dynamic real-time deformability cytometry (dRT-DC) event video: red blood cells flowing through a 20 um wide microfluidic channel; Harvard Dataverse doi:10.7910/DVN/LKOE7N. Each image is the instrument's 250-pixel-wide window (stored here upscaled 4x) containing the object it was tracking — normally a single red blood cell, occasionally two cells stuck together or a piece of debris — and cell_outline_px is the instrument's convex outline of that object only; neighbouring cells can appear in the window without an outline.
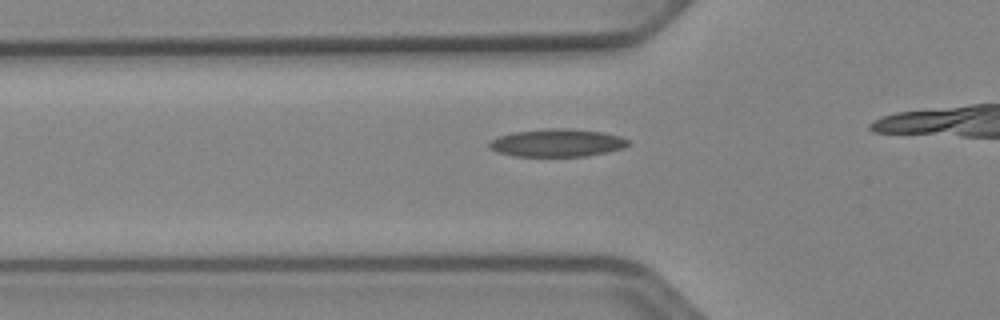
{"species": "Egyptian fruit bat (a non-hibernating species)", "species_latin": "Rousettus aegyptiacus", "temperature_condition": "cold", "stored_images_in_passage": 13, "camera_frame_rate_fps": 3000, "um_per_image_px": 0.085, "animal": {"sex": "female"}, "frame": {"image": 1, "passage_image": 2, "time_ms": 0.333, "image_size_px": [1000, 320], "cell_outline_px": [[628, 144], [624, 148], [608, 152], [584, 156], [512, 156], [496, 152], [488, 148], [488, 144], [496, 136], [512, 132], [552, 128], [568, 128], [600, 132], [620, 136], [628, 140]], "centroid_in_image_um": [47.3, 12.14], "position_along_channel_um": 78.5, "area_um2": 22.54}}
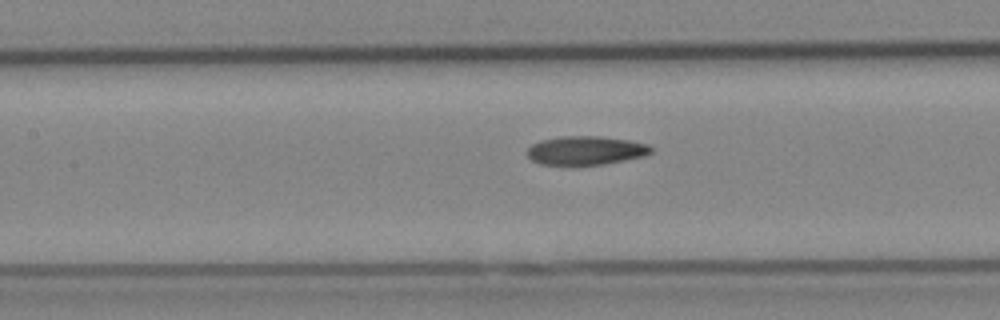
{"frame": {"image": 2, "passage_image": 8, "time_ms": 2.333, "image_size_px": [1000, 320], "cell_outline_px": [[652, 152], [644, 156], [604, 164], [572, 168], [540, 164], [532, 160], [528, 156], [528, 148], [532, 144], [540, 140], [560, 136], [600, 136], [628, 140], [648, 144], [652, 148]], "centroid_in_image_um": [49.74, 12.83], "position_along_channel_um": 157.7, "area_um2": 21.5}}
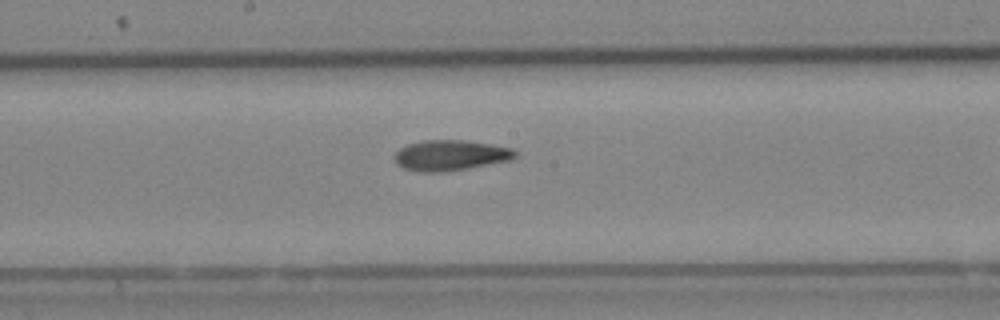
{"frame": {"image": 3, "passage_image": 12, "time_ms": 3.667, "image_size_px": [1000, 320], "cell_outline_px": [[516, 156], [508, 160], [468, 168], [444, 172], [420, 172], [404, 168], [396, 164], [392, 156], [400, 148], [408, 144], [424, 140], [464, 140], [512, 148], [516, 152]], "centroid_in_image_um": [38.22, 13.2], "position_along_channel_um": 210.0, "area_um2": 21.33}}